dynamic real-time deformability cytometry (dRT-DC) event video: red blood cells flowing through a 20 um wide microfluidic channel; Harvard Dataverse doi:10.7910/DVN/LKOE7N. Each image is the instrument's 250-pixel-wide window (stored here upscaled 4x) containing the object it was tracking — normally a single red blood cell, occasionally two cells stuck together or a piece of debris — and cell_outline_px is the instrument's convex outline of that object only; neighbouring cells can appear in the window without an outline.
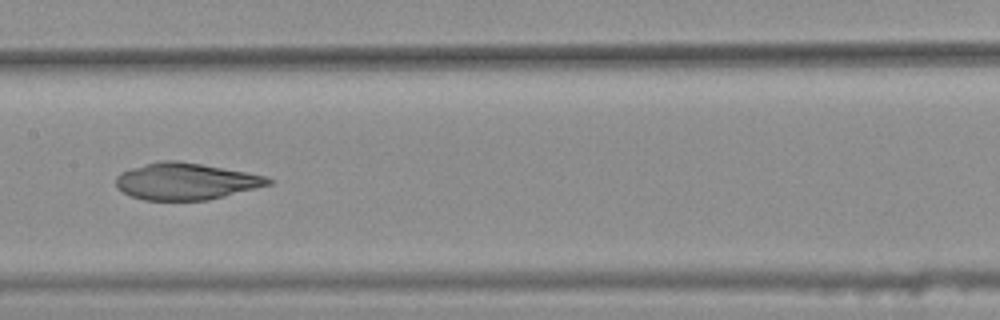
{"species": "common noctule bat (a hibernating species)", "species_latin": "Nyctalus noctula", "temperature_condition": "warm", "stored_images_in_passage": 43, "camera_frame_rate_fps": 3000, "um_per_image_px": 0.085, "animal": {"sex": "female", "body_mass_g": 25.1}, "frame": {"image": 1, "passage_image": 25, "time_ms": 8.0, "image_size_px": [1000, 320], "cell_outline_px": [[276, 180], [272, 184], [208, 200], [144, 200], [132, 196], [116, 188], [116, 176], [120, 172], [132, 168], [160, 160], [176, 160], [248, 172], [264, 176]], "centroid_in_image_um": [15.8, 15.41], "position_along_channel_um": 191.6, "area_um2": 32.54}}
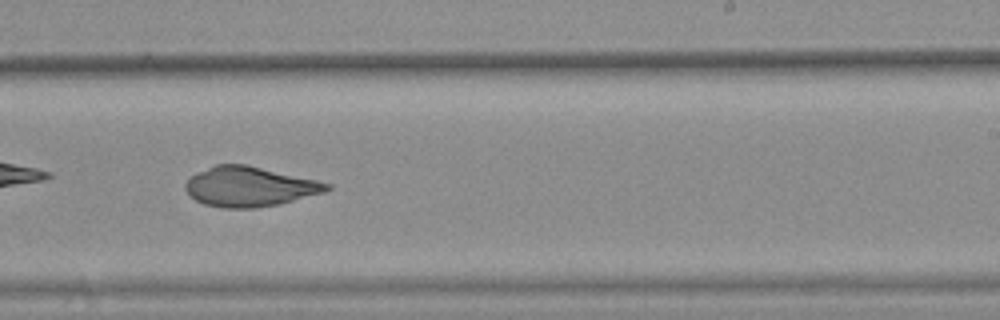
{"frame": {"image": 2, "passage_image": 31, "time_ms": 10.0, "image_size_px": [1000, 320], "cell_outline_px": [[332, 188], [324, 192], [280, 204], [256, 208], [220, 208], [204, 204], [196, 200], [184, 188], [184, 184], [196, 172], [216, 164], [248, 164], [316, 180], [332, 184]], "centroid_in_image_um": [21.21, 15.86], "position_along_channel_um": 267.8, "area_um2": 32.89}}